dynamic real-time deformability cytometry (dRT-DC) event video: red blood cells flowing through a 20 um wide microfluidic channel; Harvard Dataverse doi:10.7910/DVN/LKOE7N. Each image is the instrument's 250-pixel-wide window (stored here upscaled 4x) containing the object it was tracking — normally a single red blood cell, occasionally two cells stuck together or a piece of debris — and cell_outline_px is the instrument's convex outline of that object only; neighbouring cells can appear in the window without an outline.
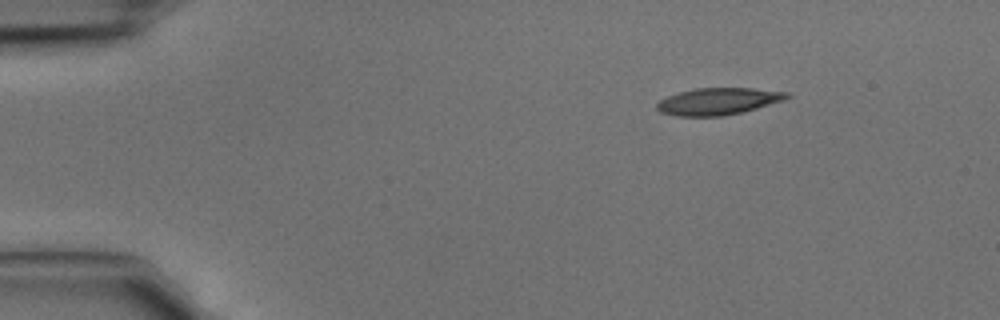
{"species": "common noctule bat (a hibernating species)", "species_latin": "Nyctalus noctula", "temperature_condition": "cold", "stored_images_in_passage": 5, "camera_frame_rate_fps": 3000, "um_per_image_px": 0.085, "animal": {"sex": "male", "body_mass_g": 15.6}, "frame": {"image": 1, "passage_image": 5, "time_ms": 1.333, "image_size_px": [1000, 320], "cell_outline_px": [[792, 96], [784, 100], [756, 108], [724, 116], [676, 116], [660, 112], [656, 108], [656, 104], [660, 100], [668, 96], [680, 92], [696, 88], [752, 88], [788, 92]], "centroid_in_image_um": [61.04, 8.61], "position_along_channel_um": 24.0, "area_um2": 20.29}}